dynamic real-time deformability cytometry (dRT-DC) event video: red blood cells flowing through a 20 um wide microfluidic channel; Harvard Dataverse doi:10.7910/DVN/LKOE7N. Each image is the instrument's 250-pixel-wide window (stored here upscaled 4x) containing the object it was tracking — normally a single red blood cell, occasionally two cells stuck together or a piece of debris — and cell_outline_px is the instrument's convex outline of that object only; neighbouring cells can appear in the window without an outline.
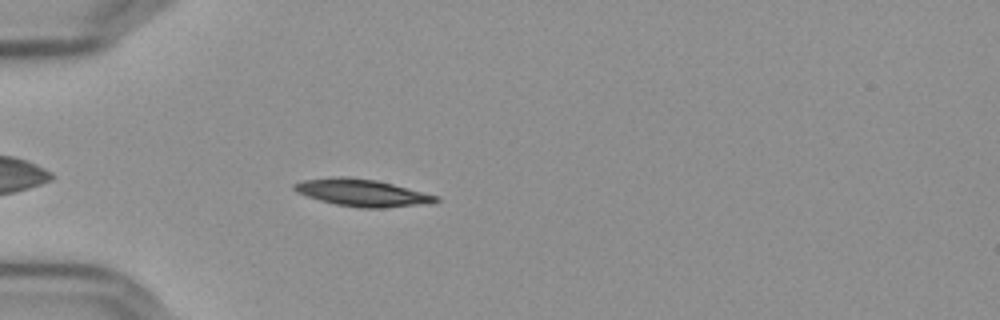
{"species": "Egyptian fruit bat (a non-hibernating species)", "species_latin": "Rousettus aegyptiacus", "temperature_condition": "cold", "stored_images_in_passage": 45, "camera_frame_rate_fps": 3000, "um_per_image_px": 0.085, "frame": {"image": 1, "passage_image": 5, "time_ms": 1.333, "image_size_px": [1000, 320], "cell_outline_px": [[440, 200], [436, 204], [384, 208], [360, 208], [336, 204], [320, 200], [296, 192], [292, 188], [292, 184], [304, 180], [340, 176], [344, 176], [376, 180], [440, 196]], "centroid_in_image_um": [30.86, 16.4], "position_along_channel_um": 54.1, "area_um2": 22.6}}
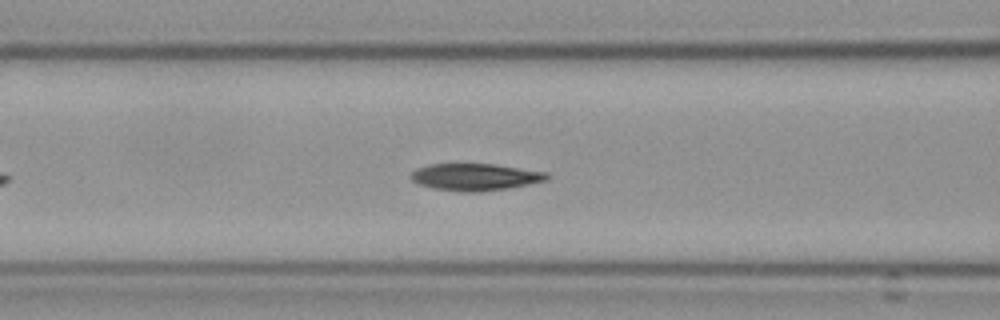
{"frame": {"image": 2, "passage_image": 12, "time_ms": 3.667, "image_size_px": [1000, 320], "cell_outline_px": [[548, 180], [508, 188], [480, 192], [464, 192], [432, 188], [420, 184], [412, 180], [412, 172], [416, 168], [432, 164], [492, 164], [548, 172]], "centroid_in_image_um": [40.41, 15.05], "position_along_channel_um": 126.2, "area_um2": 21.21}}
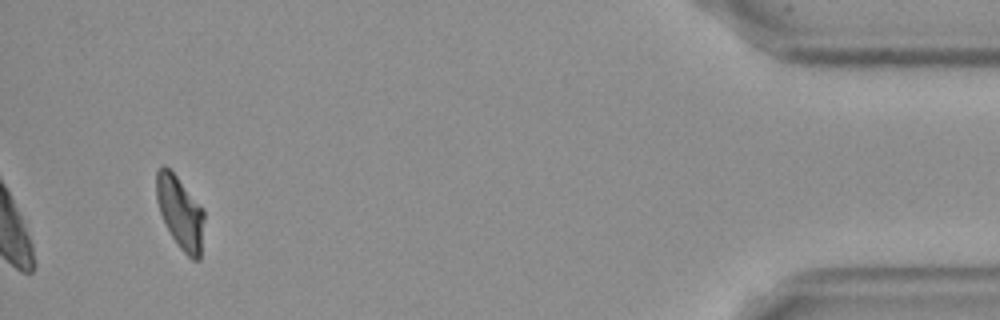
{"frame": {"image": 3, "passage_image": 42, "time_ms": 13.667, "image_size_px": [1000, 320], "cell_outline_px": [[204, 220], [200, 260], [192, 260], [180, 248], [172, 236], [160, 212], [156, 200], [156, 172], [164, 164], [176, 176], [204, 212]], "centroid_in_image_um": [15.3, 18.09], "position_along_channel_um": 419.9, "area_um2": 19.65}, "authors_computed_cell_mechanics": {"area_um2": 21.1548, "velocity_mm_per_s": 3.6047, "shape_relaxation_time_tau1_ms": 5.284, "shape_relaxation_time_tau2_ms": 8.7958, "deformation_change_tau1": 0.1687, "deformation_change_tau2": 0.1309}}